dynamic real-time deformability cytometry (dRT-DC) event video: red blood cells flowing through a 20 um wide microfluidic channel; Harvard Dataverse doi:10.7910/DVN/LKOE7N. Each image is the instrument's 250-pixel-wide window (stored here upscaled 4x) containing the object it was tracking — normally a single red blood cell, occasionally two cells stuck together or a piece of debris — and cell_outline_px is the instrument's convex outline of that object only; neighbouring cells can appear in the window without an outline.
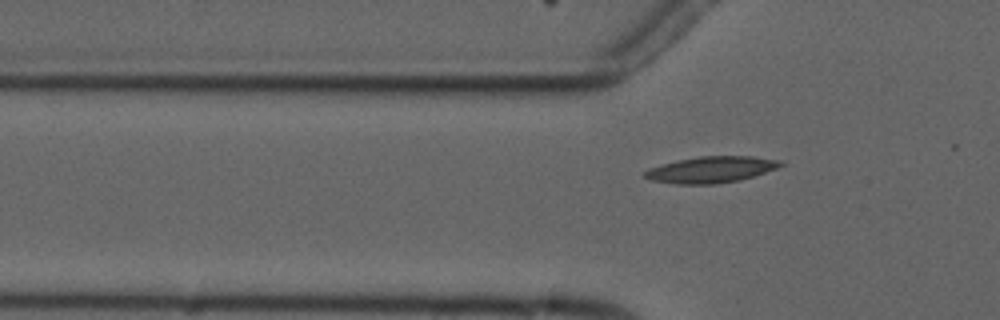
{"species": "common noctule bat (a hibernating species)", "species_latin": "Nyctalus noctula", "temperature_condition": "cold", "stored_images_in_passage": 6, "camera_frame_rate_fps": 3000, "um_per_image_px": 0.085, "animal": {"sex": "male", "forearm_length_mm": 52.5}, "frame": {"image": 1, "passage_image": 6, "time_ms": 7.333, "image_size_px": [1000, 320], "cell_outline_px": [[784, 164], [776, 168], [740, 180], [716, 184], [676, 184], [652, 180], [644, 176], [644, 172], [648, 168], [680, 160], [700, 156], [752, 156], [784, 160]], "centroid_in_image_um": [60.48, 14.41], "position_along_channel_um": 65.3, "area_um2": 20.63}}